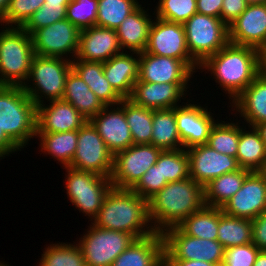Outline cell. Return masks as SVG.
I'll list each match as a JSON object with an SVG mask.
<instances>
[{
  "instance_id": "6da1fadb",
  "label": "cell",
  "mask_w": 266,
  "mask_h": 266,
  "mask_svg": "<svg viewBox=\"0 0 266 266\" xmlns=\"http://www.w3.org/2000/svg\"><path fill=\"white\" fill-rule=\"evenodd\" d=\"M210 71L229 100L234 101L263 71L261 52L249 46L228 43L199 67Z\"/></svg>"
},
{
  "instance_id": "7a4b0ae2",
  "label": "cell",
  "mask_w": 266,
  "mask_h": 266,
  "mask_svg": "<svg viewBox=\"0 0 266 266\" xmlns=\"http://www.w3.org/2000/svg\"><path fill=\"white\" fill-rule=\"evenodd\" d=\"M205 206L203 186L191 177L169 182L148 200V214L155 232L181 224Z\"/></svg>"
},
{
  "instance_id": "3957f363",
  "label": "cell",
  "mask_w": 266,
  "mask_h": 266,
  "mask_svg": "<svg viewBox=\"0 0 266 266\" xmlns=\"http://www.w3.org/2000/svg\"><path fill=\"white\" fill-rule=\"evenodd\" d=\"M91 224L129 233L136 239L155 233L149 220L148 201L132 189L112 187Z\"/></svg>"
},
{
  "instance_id": "277c9868",
  "label": "cell",
  "mask_w": 266,
  "mask_h": 266,
  "mask_svg": "<svg viewBox=\"0 0 266 266\" xmlns=\"http://www.w3.org/2000/svg\"><path fill=\"white\" fill-rule=\"evenodd\" d=\"M37 106L22 86L0 85V129L23 149L36 136Z\"/></svg>"
},
{
  "instance_id": "5b68a950",
  "label": "cell",
  "mask_w": 266,
  "mask_h": 266,
  "mask_svg": "<svg viewBox=\"0 0 266 266\" xmlns=\"http://www.w3.org/2000/svg\"><path fill=\"white\" fill-rule=\"evenodd\" d=\"M0 30V85L23 86L35 56L32 38L21 27Z\"/></svg>"
},
{
  "instance_id": "8992f818",
  "label": "cell",
  "mask_w": 266,
  "mask_h": 266,
  "mask_svg": "<svg viewBox=\"0 0 266 266\" xmlns=\"http://www.w3.org/2000/svg\"><path fill=\"white\" fill-rule=\"evenodd\" d=\"M71 69L72 61L66 58L35 55L22 88L36 106L43 104L44 98L47 101L60 100L63 98L66 77Z\"/></svg>"
},
{
  "instance_id": "52a82bcc",
  "label": "cell",
  "mask_w": 266,
  "mask_h": 266,
  "mask_svg": "<svg viewBox=\"0 0 266 266\" xmlns=\"http://www.w3.org/2000/svg\"><path fill=\"white\" fill-rule=\"evenodd\" d=\"M183 25L188 51L199 65L229 43V28L221 18L196 13Z\"/></svg>"
},
{
  "instance_id": "ba28073f",
  "label": "cell",
  "mask_w": 266,
  "mask_h": 266,
  "mask_svg": "<svg viewBox=\"0 0 266 266\" xmlns=\"http://www.w3.org/2000/svg\"><path fill=\"white\" fill-rule=\"evenodd\" d=\"M66 169L65 188L71 203L79 213L92 221L100 211L106 195L113 187L109 177L71 167Z\"/></svg>"
},
{
  "instance_id": "9c48e42d",
  "label": "cell",
  "mask_w": 266,
  "mask_h": 266,
  "mask_svg": "<svg viewBox=\"0 0 266 266\" xmlns=\"http://www.w3.org/2000/svg\"><path fill=\"white\" fill-rule=\"evenodd\" d=\"M79 242L86 266H111L136 238L129 233L90 225Z\"/></svg>"
},
{
  "instance_id": "30bf717a",
  "label": "cell",
  "mask_w": 266,
  "mask_h": 266,
  "mask_svg": "<svg viewBox=\"0 0 266 266\" xmlns=\"http://www.w3.org/2000/svg\"><path fill=\"white\" fill-rule=\"evenodd\" d=\"M166 259L197 260L221 266L225 248L218 240L196 238L185 234L178 226L163 233Z\"/></svg>"
},
{
  "instance_id": "8fae6325",
  "label": "cell",
  "mask_w": 266,
  "mask_h": 266,
  "mask_svg": "<svg viewBox=\"0 0 266 266\" xmlns=\"http://www.w3.org/2000/svg\"><path fill=\"white\" fill-rule=\"evenodd\" d=\"M162 151L152 144H133L116 153L110 177L113 187L132 189L147 170L156 164Z\"/></svg>"
},
{
  "instance_id": "7c38bea8",
  "label": "cell",
  "mask_w": 266,
  "mask_h": 266,
  "mask_svg": "<svg viewBox=\"0 0 266 266\" xmlns=\"http://www.w3.org/2000/svg\"><path fill=\"white\" fill-rule=\"evenodd\" d=\"M114 155L107 148L96 128L87 121L78 130V144L69 167L111 177Z\"/></svg>"
},
{
  "instance_id": "4fadbf2b",
  "label": "cell",
  "mask_w": 266,
  "mask_h": 266,
  "mask_svg": "<svg viewBox=\"0 0 266 266\" xmlns=\"http://www.w3.org/2000/svg\"><path fill=\"white\" fill-rule=\"evenodd\" d=\"M144 52L184 61L194 72L200 65L190 56L184 25L154 17ZM196 69V70H195Z\"/></svg>"
},
{
  "instance_id": "5bb4252c",
  "label": "cell",
  "mask_w": 266,
  "mask_h": 266,
  "mask_svg": "<svg viewBox=\"0 0 266 266\" xmlns=\"http://www.w3.org/2000/svg\"><path fill=\"white\" fill-rule=\"evenodd\" d=\"M79 35L80 30L67 19L38 29L31 34L35 55L66 57L72 61L78 52Z\"/></svg>"
},
{
  "instance_id": "9a60e30c",
  "label": "cell",
  "mask_w": 266,
  "mask_h": 266,
  "mask_svg": "<svg viewBox=\"0 0 266 266\" xmlns=\"http://www.w3.org/2000/svg\"><path fill=\"white\" fill-rule=\"evenodd\" d=\"M189 177L203 187L211 180L240 169L237 158L221 154L208 145L188 148Z\"/></svg>"
},
{
  "instance_id": "2e32d148",
  "label": "cell",
  "mask_w": 266,
  "mask_h": 266,
  "mask_svg": "<svg viewBox=\"0 0 266 266\" xmlns=\"http://www.w3.org/2000/svg\"><path fill=\"white\" fill-rule=\"evenodd\" d=\"M182 102V106L175 107V119L179 137L183 149H188L196 145L207 144L212 126L216 120L214 114L200 104H191L187 100Z\"/></svg>"
},
{
  "instance_id": "e0dca14e",
  "label": "cell",
  "mask_w": 266,
  "mask_h": 266,
  "mask_svg": "<svg viewBox=\"0 0 266 266\" xmlns=\"http://www.w3.org/2000/svg\"><path fill=\"white\" fill-rule=\"evenodd\" d=\"M221 209L234 217L255 219L266 211V178L260 172H251Z\"/></svg>"
},
{
  "instance_id": "ac0fdd59",
  "label": "cell",
  "mask_w": 266,
  "mask_h": 266,
  "mask_svg": "<svg viewBox=\"0 0 266 266\" xmlns=\"http://www.w3.org/2000/svg\"><path fill=\"white\" fill-rule=\"evenodd\" d=\"M90 122L113 155L133 145V138L124 113V99L117 107L105 106Z\"/></svg>"
},
{
  "instance_id": "d6986e66",
  "label": "cell",
  "mask_w": 266,
  "mask_h": 266,
  "mask_svg": "<svg viewBox=\"0 0 266 266\" xmlns=\"http://www.w3.org/2000/svg\"><path fill=\"white\" fill-rule=\"evenodd\" d=\"M228 28L230 43L261 52L266 47V4L248 5Z\"/></svg>"
},
{
  "instance_id": "ffe728a7",
  "label": "cell",
  "mask_w": 266,
  "mask_h": 266,
  "mask_svg": "<svg viewBox=\"0 0 266 266\" xmlns=\"http://www.w3.org/2000/svg\"><path fill=\"white\" fill-rule=\"evenodd\" d=\"M195 73L184 61L172 57L140 53L137 81L152 83H189Z\"/></svg>"
},
{
  "instance_id": "44dd1931",
  "label": "cell",
  "mask_w": 266,
  "mask_h": 266,
  "mask_svg": "<svg viewBox=\"0 0 266 266\" xmlns=\"http://www.w3.org/2000/svg\"><path fill=\"white\" fill-rule=\"evenodd\" d=\"M188 83H152L137 81L129 98L138 106L151 110L172 109L180 106L187 95ZM186 94V95H185ZM180 101V102H179Z\"/></svg>"
},
{
  "instance_id": "7402d4cb",
  "label": "cell",
  "mask_w": 266,
  "mask_h": 266,
  "mask_svg": "<svg viewBox=\"0 0 266 266\" xmlns=\"http://www.w3.org/2000/svg\"><path fill=\"white\" fill-rule=\"evenodd\" d=\"M122 52L116 30L95 25L80 30L75 59L103 63Z\"/></svg>"
},
{
  "instance_id": "603a6c76",
  "label": "cell",
  "mask_w": 266,
  "mask_h": 266,
  "mask_svg": "<svg viewBox=\"0 0 266 266\" xmlns=\"http://www.w3.org/2000/svg\"><path fill=\"white\" fill-rule=\"evenodd\" d=\"M37 106L36 133H60L79 130L87 120L70 103L60 100Z\"/></svg>"
},
{
  "instance_id": "cb8c5ba5",
  "label": "cell",
  "mask_w": 266,
  "mask_h": 266,
  "mask_svg": "<svg viewBox=\"0 0 266 266\" xmlns=\"http://www.w3.org/2000/svg\"><path fill=\"white\" fill-rule=\"evenodd\" d=\"M139 62L140 53H128L127 50L103 62L104 76L123 99L132 95L139 76Z\"/></svg>"
},
{
  "instance_id": "d4e9b609",
  "label": "cell",
  "mask_w": 266,
  "mask_h": 266,
  "mask_svg": "<svg viewBox=\"0 0 266 266\" xmlns=\"http://www.w3.org/2000/svg\"><path fill=\"white\" fill-rule=\"evenodd\" d=\"M232 104V111L240 113L239 116L249 123L248 127L266 121V71L263 70Z\"/></svg>"
},
{
  "instance_id": "484cf974",
  "label": "cell",
  "mask_w": 266,
  "mask_h": 266,
  "mask_svg": "<svg viewBox=\"0 0 266 266\" xmlns=\"http://www.w3.org/2000/svg\"><path fill=\"white\" fill-rule=\"evenodd\" d=\"M140 4L127 18L115 29L121 49L129 52H144L148 43L149 29L152 24L150 16Z\"/></svg>"
},
{
  "instance_id": "4316f807",
  "label": "cell",
  "mask_w": 266,
  "mask_h": 266,
  "mask_svg": "<svg viewBox=\"0 0 266 266\" xmlns=\"http://www.w3.org/2000/svg\"><path fill=\"white\" fill-rule=\"evenodd\" d=\"M164 257V239L160 232L136 239L111 266H157Z\"/></svg>"
},
{
  "instance_id": "83f0119b",
  "label": "cell",
  "mask_w": 266,
  "mask_h": 266,
  "mask_svg": "<svg viewBox=\"0 0 266 266\" xmlns=\"http://www.w3.org/2000/svg\"><path fill=\"white\" fill-rule=\"evenodd\" d=\"M72 69L84 80L104 106H117L123 100L104 76L102 62L74 59Z\"/></svg>"
},
{
  "instance_id": "f1b7e54d",
  "label": "cell",
  "mask_w": 266,
  "mask_h": 266,
  "mask_svg": "<svg viewBox=\"0 0 266 266\" xmlns=\"http://www.w3.org/2000/svg\"><path fill=\"white\" fill-rule=\"evenodd\" d=\"M62 100L70 103L87 121H90L105 107L73 69L66 77Z\"/></svg>"
},
{
  "instance_id": "f546056e",
  "label": "cell",
  "mask_w": 266,
  "mask_h": 266,
  "mask_svg": "<svg viewBox=\"0 0 266 266\" xmlns=\"http://www.w3.org/2000/svg\"><path fill=\"white\" fill-rule=\"evenodd\" d=\"M250 173L251 171L240 168L209 181L203 187L205 206L222 208L242 187L245 178Z\"/></svg>"
},
{
  "instance_id": "4dcf8cb0",
  "label": "cell",
  "mask_w": 266,
  "mask_h": 266,
  "mask_svg": "<svg viewBox=\"0 0 266 266\" xmlns=\"http://www.w3.org/2000/svg\"><path fill=\"white\" fill-rule=\"evenodd\" d=\"M250 128L246 131L247 128L240 126L237 161L240 168L260 172L266 161V146L256 127Z\"/></svg>"
},
{
  "instance_id": "1f68e13d",
  "label": "cell",
  "mask_w": 266,
  "mask_h": 266,
  "mask_svg": "<svg viewBox=\"0 0 266 266\" xmlns=\"http://www.w3.org/2000/svg\"><path fill=\"white\" fill-rule=\"evenodd\" d=\"M151 144L161 150L183 148L175 119V108L153 110Z\"/></svg>"
},
{
  "instance_id": "d6a6232c",
  "label": "cell",
  "mask_w": 266,
  "mask_h": 266,
  "mask_svg": "<svg viewBox=\"0 0 266 266\" xmlns=\"http://www.w3.org/2000/svg\"><path fill=\"white\" fill-rule=\"evenodd\" d=\"M41 152L50 154L64 167H69L78 144V130L60 133H36Z\"/></svg>"
},
{
  "instance_id": "836d02e7",
  "label": "cell",
  "mask_w": 266,
  "mask_h": 266,
  "mask_svg": "<svg viewBox=\"0 0 266 266\" xmlns=\"http://www.w3.org/2000/svg\"><path fill=\"white\" fill-rule=\"evenodd\" d=\"M219 219L220 208L204 206L190 214L178 227L189 236L217 240Z\"/></svg>"
},
{
  "instance_id": "e575fe53",
  "label": "cell",
  "mask_w": 266,
  "mask_h": 266,
  "mask_svg": "<svg viewBox=\"0 0 266 266\" xmlns=\"http://www.w3.org/2000/svg\"><path fill=\"white\" fill-rule=\"evenodd\" d=\"M217 240L230 248L252 243V220L228 215L220 208Z\"/></svg>"
},
{
  "instance_id": "d590c367",
  "label": "cell",
  "mask_w": 266,
  "mask_h": 266,
  "mask_svg": "<svg viewBox=\"0 0 266 266\" xmlns=\"http://www.w3.org/2000/svg\"><path fill=\"white\" fill-rule=\"evenodd\" d=\"M124 113L133 138V144H151L153 110L124 99Z\"/></svg>"
},
{
  "instance_id": "8d00e7d4",
  "label": "cell",
  "mask_w": 266,
  "mask_h": 266,
  "mask_svg": "<svg viewBox=\"0 0 266 266\" xmlns=\"http://www.w3.org/2000/svg\"><path fill=\"white\" fill-rule=\"evenodd\" d=\"M239 138L240 122H219L217 119L210 130L206 145L221 154L237 158Z\"/></svg>"
},
{
  "instance_id": "74e56055",
  "label": "cell",
  "mask_w": 266,
  "mask_h": 266,
  "mask_svg": "<svg viewBox=\"0 0 266 266\" xmlns=\"http://www.w3.org/2000/svg\"><path fill=\"white\" fill-rule=\"evenodd\" d=\"M41 256L38 266H86L82 250L75 242L49 244Z\"/></svg>"
},
{
  "instance_id": "f35d334b",
  "label": "cell",
  "mask_w": 266,
  "mask_h": 266,
  "mask_svg": "<svg viewBox=\"0 0 266 266\" xmlns=\"http://www.w3.org/2000/svg\"><path fill=\"white\" fill-rule=\"evenodd\" d=\"M139 5L137 0H98L96 25L116 29Z\"/></svg>"
},
{
  "instance_id": "ab89813d",
  "label": "cell",
  "mask_w": 266,
  "mask_h": 266,
  "mask_svg": "<svg viewBox=\"0 0 266 266\" xmlns=\"http://www.w3.org/2000/svg\"><path fill=\"white\" fill-rule=\"evenodd\" d=\"M155 165L160 166L161 178L168 183L189 177V157L186 149L162 151Z\"/></svg>"
},
{
  "instance_id": "60d3db41",
  "label": "cell",
  "mask_w": 266,
  "mask_h": 266,
  "mask_svg": "<svg viewBox=\"0 0 266 266\" xmlns=\"http://www.w3.org/2000/svg\"><path fill=\"white\" fill-rule=\"evenodd\" d=\"M153 15L157 18L184 24L197 13L196 0H159Z\"/></svg>"
},
{
  "instance_id": "b9f144b4",
  "label": "cell",
  "mask_w": 266,
  "mask_h": 266,
  "mask_svg": "<svg viewBox=\"0 0 266 266\" xmlns=\"http://www.w3.org/2000/svg\"><path fill=\"white\" fill-rule=\"evenodd\" d=\"M98 0H70L67 5L66 19L79 30L96 25Z\"/></svg>"
},
{
  "instance_id": "7bdbcfd3",
  "label": "cell",
  "mask_w": 266,
  "mask_h": 266,
  "mask_svg": "<svg viewBox=\"0 0 266 266\" xmlns=\"http://www.w3.org/2000/svg\"><path fill=\"white\" fill-rule=\"evenodd\" d=\"M44 3L45 0H10L5 16L0 20L1 28L4 23V27H22Z\"/></svg>"
},
{
  "instance_id": "ee69618b",
  "label": "cell",
  "mask_w": 266,
  "mask_h": 266,
  "mask_svg": "<svg viewBox=\"0 0 266 266\" xmlns=\"http://www.w3.org/2000/svg\"><path fill=\"white\" fill-rule=\"evenodd\" d=\"M66 10L67 5H43L21 28L31 35L38 29L66 19Z\"/></svg>"
},
{
  "instance_id": "f6af8a7d",
  "label": "cell",
  "mask_w": 266,
  "mask_h": 266,
  "mask_svg": "<svg viewBox=\"0 0 266 266\" xmlns=\"http://www.w3.org/2000/svg\"><path fill=\"white\" fill-rule=\"evenodd\" d=\"M260 251L253 243L226 248L221 266H253Z\"/></svg>"
},
{
  "instance_id": "bcb514c9",
  "label": "cell",
  "mask_w": 266,
  "mask_h": 266,
  "mask_svg": "<svg viewBox=\"0 0 266 266\" xmlns=\"http://www.w3.org/2000/svg\"><path fill=\"white\" fill-rule=\"evenodd\" d=\"M167 183L165 179L161 178L160 166L153 165L147 170L132 190L148 201Z\"/></svg>"
},
{
  "instance_id": "7dc6e473",
  "label": "cell",
  "mask_w": 266,
  "mask_h": 266,
  "mask_svg": "<svg viewBox=\"0 0 266 266\" xmlns=\"http://www.w3.org/2000/svg\"><path fill=\"white\" fill-rule=\"evenodd\" d=\"M246 0H223L221 20L229 26L247 8Z\"/></svg>"
},
{
  "instance_id": "c3c4849f",
  "label": "cell",
  "mask_w": 266,
  "mask_h": 266,
  "mask_svg": "<svg viewBox=\"0 0 266 266\" xmlns=\"http://www.w3.org/2000/svg\"><path fill=\"white\" fill-rule=\"evenodd\" d=\"M252 243L266 251V211L252 220Z\"/></svg>"
},
{
  "instance_id": "681fc988",
  "label": "cell",
  "mask_w": 266,
  "mask_h": 266,
  "mask_svg": "<svg viewBox=\"0 0 266 266\" xmlns=\"http://www.w3.org/2000/svg\"><path fill=\"white\" fill-rule=\"evenodd\" d=\"M223 0H196L197 13L220 18Z\"/></svg>"
},
{
  "instance_id": "f907efd6",
  "label": "cell",
  "mask_w": 266,
  "mask_h": 266,
  "mask_svg": "<svg viewBox=\"0 0 266 266\" xmlns=\"http://www.w3.org/2000/svg\"><path fill=\"white\" fill-rule=\"evenodd\" d=\"M15 151H21V149L0 129V158L9 156Z\"/></svg>"
},
{
  "instance_id": "816d5d0a",
  "label": "cell",
  "mask_w": 266,
  "mask_h": 266,
  "mask_svg": "<svg viewBox=\"0 0 266 266\" xmlns=\"http://www.w3.org/2000/svg\"><path fill=\"white\" fill-rule=\"evenodd\" d=\"M173 266H218L206 261L167 259Z\"/></svg>"
},
{
  "instance_id": "f5cc1de1",
  "label": "cell",
  "mask_w": 266,
  "mask_h": 266,
  "mask_svg": "<svg viewBox=\"0 0 266 266\" xmlns=\"http://www.w3.org/2000/svg\"><path fill=\"white\" fill-rule=\"evenodd\" d=\"M253 266H266V251H260Z\"/></svg>"
},
{
  "instance_id": "db71d44e",
  "label": "cell",
  "mask_w": 266,
  "mask_h": 266,
  "mask_svg": "<svg viewBox=\"0 0 266 266\" xmlns=\"http://www.w3.org/2000/svg\"><path fill=\"white\" fill-rule=\"evenodd\" d=\"M266 146V121L255 126Z\"/></svg>"
},
{
  "instance_id": "11a10c76",
  "label": "cell",
  "mask_w": 266,
  "mask_h": 266,
  "mask_svg": "<svg viewBox=\"0 0 266 266\" xmlns=\"http://www.w3.org/2000/svg\"><path fill=\"white\" fill-rule=\"evenodd\" d=\"M10 0H0V20L5 16Z\"/></svg>"
},
{
  "instance_id": "9f6ffc18",
  "label": "cell",
  "mask_w": 266,
  "mask_h": 266,
  "mask_svg": "<svg viewBox=\"0 0 266 266\" xmlns=\"http://www.w3.org/2000/svg\"><path fill=\"white\" fill-rule=\"evenodd\" d=\"M70 0H45L44 5H68Z\"/></svg>"
},
{
  "instance_id": "6f0895ef",
  "label": "cell",
  "mask_w": 266,
  "mask_h": 266,
  "mask_svg": "<svg viewBox=\"0 0 266 266\" xmlns=\"http://www.w3.org/2000/svg\"><path fill=\"white\" fill-rule=\"evenodd\" d=\"M261 57H262V68L264 71H266V47L261 51Z\"/></svg>"
},
{
  "instance_id": "680465c9",
  "label": "cell",
  "mask_w": 266,
  "mask_h": 266,
  "mask_svg": "<svg viewBox=\"0 0 266 266\" xmlns=\"http://www.w3.org/2000/svg\"><path fill=\"white\" fill-rule=\"evenodd\" d=\"M157 266H173L165 257H163L158 263Z\"/></svg>"
},
{
  "instance_id": "91938a15",
  "label": "cell",
  "mask_w": 266,
  "mask_h": 266,
  "mask_svg": "<svg viewBox=\"0 0 266 266\" xmlns=\"http://www.w3.org/2000/svg\"><path fill=\"white\" fill-rule=\"evenodd\" d=\"M248 5L253 4H266V0H246Z\"/></svg>"
},
{
  "instance_id": "94428289",
  "label": "cell",
  "mask_w": 266,
  "mask_h": 266,
  "mask_svg": "<svg viewBox=\"0 0 266 266\" xmlns=\"http://www.w3.org/2000/svg\"><path fill=\"white\" fill-rule=\"evenodd\" d=\"M260 173L266 178V161H265L264 167L262 168Z\"/></svg>"
},
{
  "instance_id": "6125c7cd",
  "label": "cell",
  "mask_w": 266,
  "mask_h": 266,
  "mask_svg": "<svg viewBox=\"0 0 266 266\" xmlns=\"http://www.w3.org/2000/svg\"><path fill=\"white\" fill-rule=\"evenodd\" d=\"M0 266H9V265L5 264V262L0 261Z\"/></svg>"
}]
</instances>
